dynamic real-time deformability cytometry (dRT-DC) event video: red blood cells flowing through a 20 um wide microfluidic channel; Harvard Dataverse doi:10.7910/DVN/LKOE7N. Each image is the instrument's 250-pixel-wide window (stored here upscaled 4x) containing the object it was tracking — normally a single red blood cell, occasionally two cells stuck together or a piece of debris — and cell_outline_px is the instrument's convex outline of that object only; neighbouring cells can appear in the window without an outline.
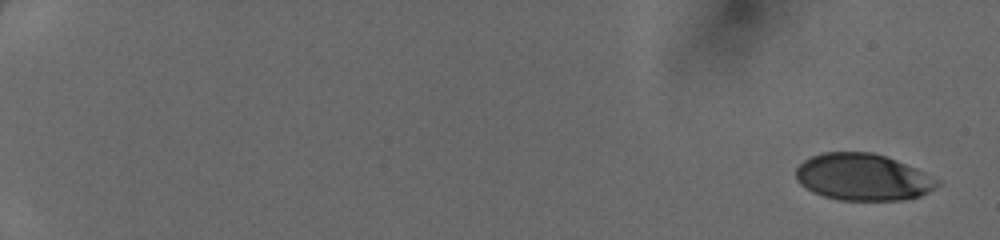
{"species": "human", "species_latin": "Homo sapiens", "temperature_condition": "cold", "stored_images_in_passage": 49, "camera_frame_rate_fps": 3000, "um_per_image_px": 0.085, "donor": {"sex": "female"}, "frame": {"image": 1, "passage_image": 1, "time_ms": 0.0, "image_size_px": [1000, 240], "cell_outline_px": [[940, 184], [928, 192], [920, 196], [904, 200], [840, 200], [824, 196], [812, 192], [800, 184], [796, 180], [796, 168], [804, 160], [812, 156], [824, 152], [872, 152], [896, 160], [916, 168], [924, 172], [936, 180]], "centroid_in_image_um": [73.31, 15.06], "position_along_channel_um": 11.7, "area_um2": 38.38}}
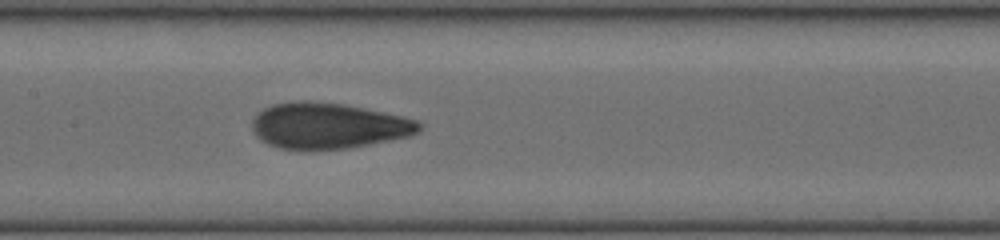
{"frame": {"image": 2, "passage_image": 27, "time_ms": 8.667, "image_size_px": [1000, 240], "cell_outline_px": [[424, 124], [420, 132], [412, 136], [352, 148], [308, 152], [280, 148], [268, 144], [256, 136], [252, 128], [252, 120], [264, 108], [272, 104], [292, 100], [312, 100], [344, 104], [404, 116], [416, 120]], "centroid_in_image_um": [27.93, 10.71], "position_along_channel_um": 179.5, "area_um2": 45.89}}
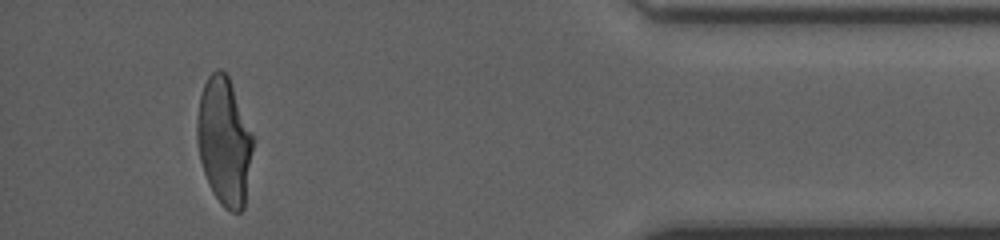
{"frame": {"image": 3, "passage_image": 46, "time_ms": 15.0, "image_size_px": [1000, 240], "cell_outline_px": [[252, 148], [244, 208], [240, 212], [232, 212], [224, 208], [220, 204], [212, 192], [208, 184], [200, 160], [196, 136], [196, 128], [200, 96], [204, 84], [208, 76], [216, 68], [220, 68], [228, 76], [252, 132]], "centroid_in_image_um": [19.04, 12.02], "position_along_channel_um": 416.2, "area_um2": 41.33}}